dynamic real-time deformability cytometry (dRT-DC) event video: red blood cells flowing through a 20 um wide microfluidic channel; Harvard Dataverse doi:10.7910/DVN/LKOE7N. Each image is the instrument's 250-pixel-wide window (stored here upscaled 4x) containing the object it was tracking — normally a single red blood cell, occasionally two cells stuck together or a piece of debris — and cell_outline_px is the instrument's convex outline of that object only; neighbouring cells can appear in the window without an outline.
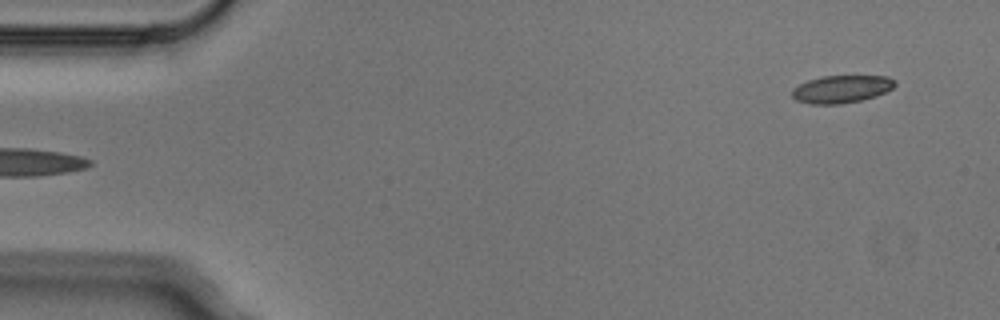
{"species": "Egyptian fruit bat (a non-hibernating species)", "species_latin": "Rousettus aegyptiacus", "temperature_condition": "cold", "stored_images_in_passage": 3, "segment_of_instrument_passage": [2, 2], "camera_frame_rate_fps": 3000, "um_per_image_px": 0.085, "animal": {"sex": "male"}, "frame": {"image": 1, "passage_image": 3, "time_ms": 0.667, "image_size_px": [1000, 320], "cell_outline_px": [[896, 84], [892, 88], [876, 96], [860, 100], [840, 104], [808, 104], [796, 100], [792, 96], [792, 88], [808, 80], [820, 76], [888, 76], [896, 80]], "centroid_in_image_um": [71.51, 7.57], "position_along_channel_um": 13.5, "area_um2": 16.59}}